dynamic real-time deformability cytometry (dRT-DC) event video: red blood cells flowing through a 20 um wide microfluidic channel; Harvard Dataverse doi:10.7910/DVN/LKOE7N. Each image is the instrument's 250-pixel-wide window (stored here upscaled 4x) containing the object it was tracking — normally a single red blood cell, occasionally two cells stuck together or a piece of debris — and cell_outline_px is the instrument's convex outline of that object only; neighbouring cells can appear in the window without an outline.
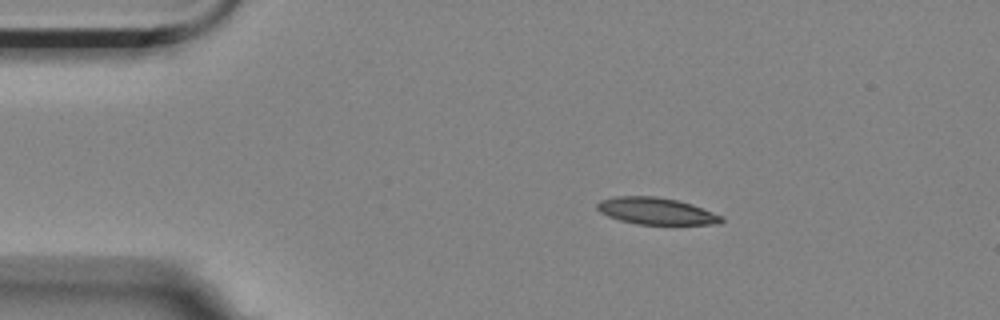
{"species": "Egyptian fruit bat (a non-hibernating species)", "species_latin": "Rousettus aegyptiacus", "temperature_condition": "room temperature", "stored_images_in_passage": 3, "camera_frame_rate_fps": 3000, "um_per_image_px": 0.085, "animal": {"sex": "female"}, "frame": {"image": 1, "passage_image": 1, "time_ms": 0.0, "image_size_px": [1000, 320], "cell_outline_px": [[724, 220], [720, 224], [636, 224], [620, 220], [608, 216], [600, 212], [596, 208], [596, 204], [600, 200], [612, 196], [656, 196], [676, 200], [692, 204], [724, 216]], "centroid_in_image_um": [55.77, 17.93], "position_along_channel_um": 29.2, "area_um2": 19.54}}